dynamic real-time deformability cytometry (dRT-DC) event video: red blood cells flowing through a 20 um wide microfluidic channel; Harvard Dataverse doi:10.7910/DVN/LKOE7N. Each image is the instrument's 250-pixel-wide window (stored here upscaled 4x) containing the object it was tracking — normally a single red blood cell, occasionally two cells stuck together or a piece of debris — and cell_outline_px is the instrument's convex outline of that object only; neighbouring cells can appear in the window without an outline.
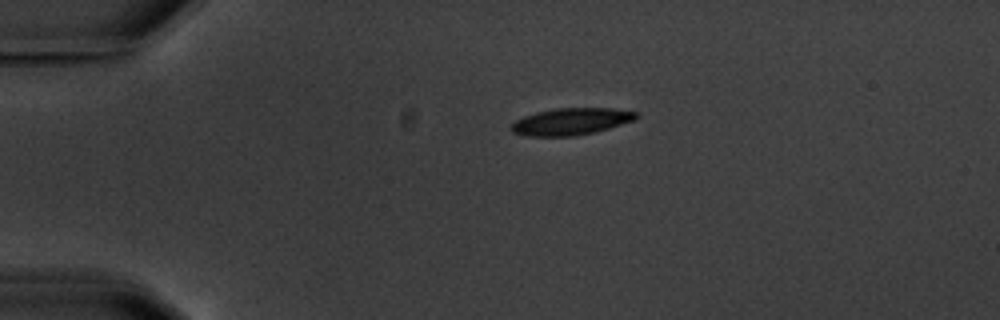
{"species": "common noctule bat (a hibernating species)", "species_latin": "Nyctalus noctula", "temperature_condition": "warm", "stored_images_in_passage": 6, "camera_frame_rate_fps": 3000, "um_per_image_px": 0.085, "animal": {"sex": "male", "body_mass_g": 20.1, "forearm_length_mm": 53.5}, "frame": {"image": 1, "passage_image": 1, "time_ms": 0.0, "image_size_px": [1000, 320], "cell_outline_px": [[640, 116], [636, 120], [608, 128], [592, 132], [572, 136], [528, 136], [512, 132], [508, 128], [516, 120], [524, 116], [536, 112], [556, 108], [612, 108], [636, 112]], "centroid_in_image_um": [48.53, 10.32], "position_along_channel_um": 36.5, "area_um2": 19.54}}
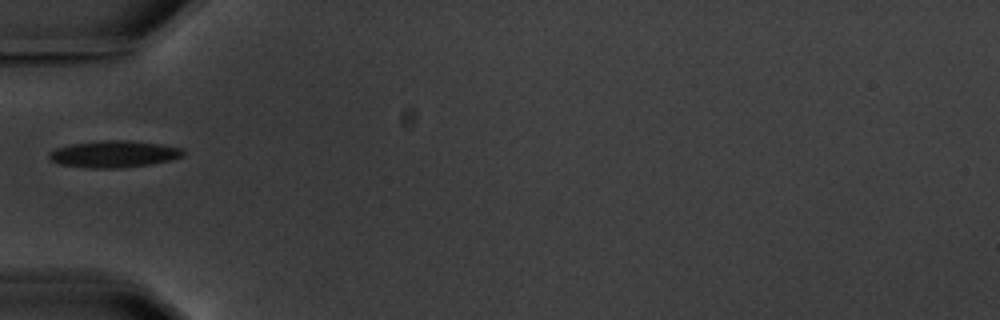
{"frame": {"image": 2, "passage_image": 2, "time_ms": 2.333, "image_size_px": [1000, 320], "cell_outline_px": [[184, 156], [172, 160], [148, 164], [120, 168], [88, 168], [60, 164], [52, 160], [48, 156], [48, 152], [56, 148], [72, 144], [96, 140], [128, 140], [160, 144], [184, 148]], "centroid_in_image_um": [9.7, 13.08], "position_along_channel_um": 75.3, "area_um2": 21.04}}
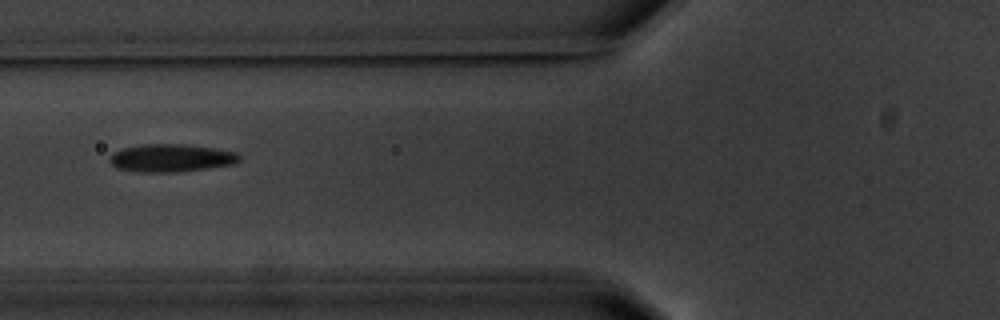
{"frame": {"image": 3, "passage_image": 3, "time_ms": 3.333, "image_size_px": [1000, 320], "cell_outline_px": [[240, 160], [236, 164], [208, 168], [176, 172], [136, 172], [116, 168], [108, 160], [112, 152], [124, 148], [144, 144], [184, 144], [212, 148], [236, 152], [240, 156]], "centroid_in_image_um": [14.53, 13.44], "position_along_channel_um": 111.3, "area_um2": 21.1}}